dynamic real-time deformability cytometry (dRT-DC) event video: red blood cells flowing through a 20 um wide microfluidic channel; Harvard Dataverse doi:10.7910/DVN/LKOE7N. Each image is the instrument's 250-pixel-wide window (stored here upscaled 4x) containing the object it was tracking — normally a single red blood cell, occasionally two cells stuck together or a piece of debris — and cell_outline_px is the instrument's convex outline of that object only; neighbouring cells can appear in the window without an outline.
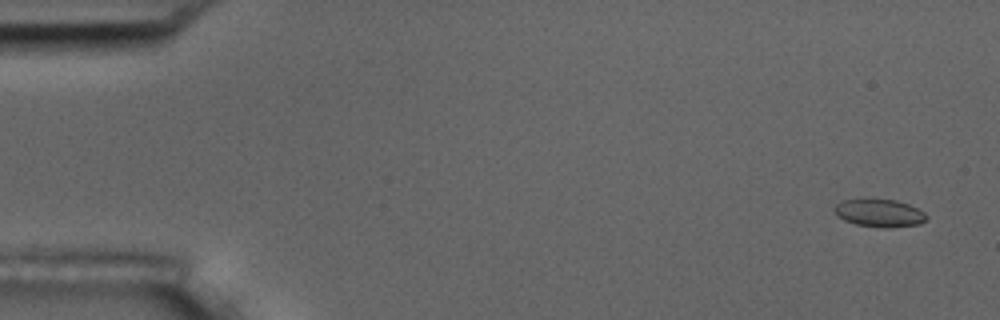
{"species": "common noctule bat (a hibernating species)", "species_latin": "Nyctalus noctula", "temperature_condition": "room temperature", "stored_images_in_passage": 6, "segment_of_instrument_passage": [1, 2], "camera_frame_rate_fps": 3000, "um_per_image_px": 0.085, "animal": {"sex": "male", "body_mass_g": 17.5, "forearm_length_mm": 52.3}, "frame": {"image": 1, "passage_image": 1, "time_ms": 0.0, "image_size_px": [1000, 320], "cell_outline_px": [[928, 216], [920, 224], [888, 228], [884, 228], [856, 224], [844, 220], [836, 216], [832, 208], [836, 204], [844, 200], [864, 196], [896, 200], [908, 204], [924, 212]], "centroid_in_image_um": [74.68, 18.06], "position_along_channel_um": 10.3, "area_um2": 15.49}}